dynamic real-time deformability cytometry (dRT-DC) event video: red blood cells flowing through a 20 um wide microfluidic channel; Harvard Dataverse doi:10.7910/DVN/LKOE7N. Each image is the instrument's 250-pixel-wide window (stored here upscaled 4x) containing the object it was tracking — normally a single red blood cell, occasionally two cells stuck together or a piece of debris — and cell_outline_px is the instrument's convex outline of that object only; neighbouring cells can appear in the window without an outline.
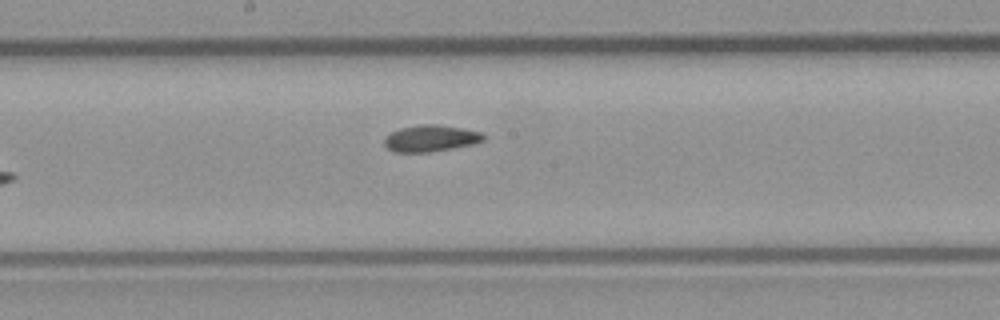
{"species": "common noctule bat (a hibernating species)", "species_latin": "Nyctalus noctula", "temperature_condition": "room temperature", "stored_images_in_passage": 7, "camera_frame_rate_fps": 3000, "um_per_image_px": 0.085, "animal": {"sex": "male", "body_mass_g": 23.1, "forearm_length_mm": 52.7}, "frame": {"image": 1, "passage_image": 7, "time_ms": 7.0, "image_size_px": [1000, 320], "cell_outline_px": [[484, 140], [472, 144], [452, 148], [428, 152], [392, 152], [384, 144], [384, 136], [400, 128], [420, 124], [440, 124], [464, 128], [484, 132]], "centroid_in_image_um": [36.61, 11.74], "position_along_channel_um": 211.6, "area_um2": 15.49}}